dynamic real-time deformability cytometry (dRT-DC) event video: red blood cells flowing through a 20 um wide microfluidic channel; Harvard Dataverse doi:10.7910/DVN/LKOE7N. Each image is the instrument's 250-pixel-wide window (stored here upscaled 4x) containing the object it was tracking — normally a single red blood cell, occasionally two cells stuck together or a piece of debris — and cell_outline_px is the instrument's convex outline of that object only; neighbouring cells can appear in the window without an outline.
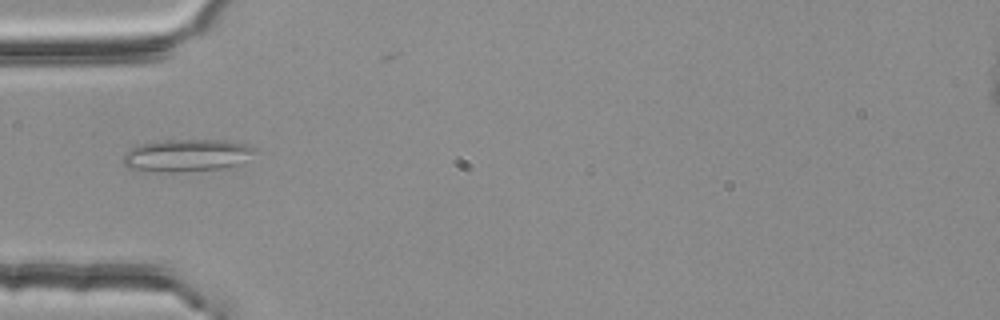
{"species": "common noctule bat (a hibernating species)", "species_latin": "Nyctalus noctula", "temperature_condition": "room temperature", "stored_images_in_passage": 1, "camera_frame_rate_fps": 3000, "um_per_image_px": 0.085, "animal": {"sex": "female", "body_mass_g": 25.1}, "frame": {"image": 1, "passage_image": 1, "time_ms": 0.0, "image_size_px": [1000, 320], "cell_outline_px": [[260, 148], [236, 164], [220, 168], [180, 172], [168, 172], [128, 168], [124, 164], [124, 152], [128, 148], [144, 144], [168, 140], [224, 140], [244, 144]], "centroid_in_image_um": [15.84, 13.2], "position_along_channel_um": 69.2, "area_um2": 24.33}}